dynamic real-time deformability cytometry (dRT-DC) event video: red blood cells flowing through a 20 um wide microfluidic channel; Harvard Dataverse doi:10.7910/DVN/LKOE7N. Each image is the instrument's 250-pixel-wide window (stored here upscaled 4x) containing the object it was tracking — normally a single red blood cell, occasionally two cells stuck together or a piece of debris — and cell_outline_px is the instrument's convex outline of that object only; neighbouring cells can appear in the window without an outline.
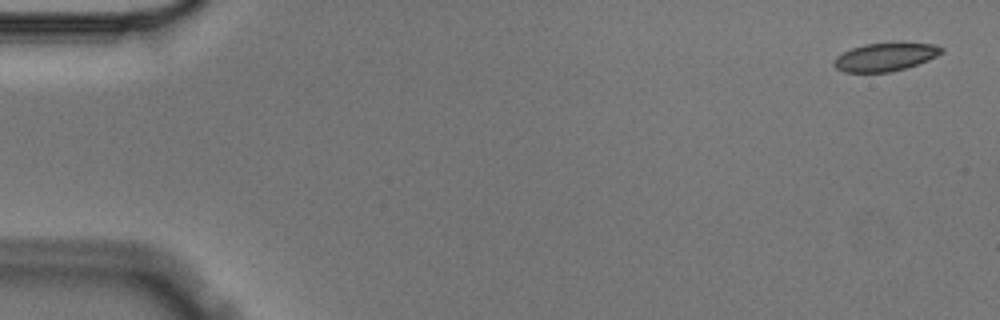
{"species": "Egyptian fruit bat (a non-hibernating species)", "species_latin": "Rousettus aegyptiacus", "temperature_condition": "cold", "stored_images_in_passage": 4, "camera_frame_rate_fps": 3000, "um_per_image_px": 0.085, "animal": {"sex": "male"}, "frame": {"image": 1, "passage_image": 1, "time_ms": 0.0, "image_size_px": [1000, 320], "cell_outline_px": [[944, 52], [928, 60], [904, 68], [888, 72], [844, 72], [836, 68], [832, 64], [836, 56], [852, 48], [864, 44], [900, 40], [932, 44], [944, 48]], "centroid_in_image_um": [75.27, 4.79], "position_along_channel_um": 9.7, "area_um2": 18.15}}
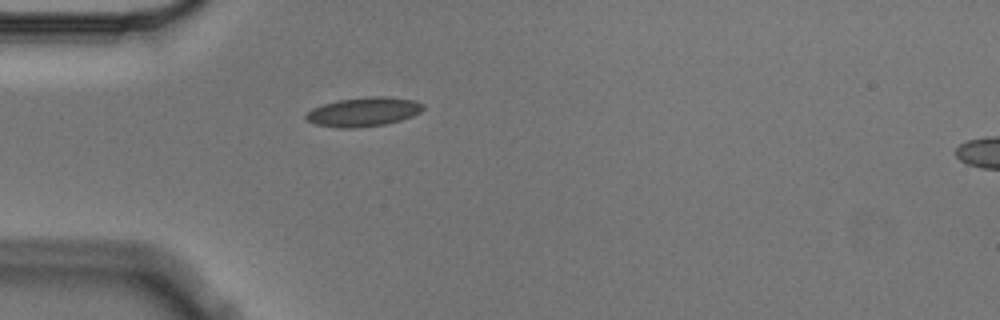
{"frame": {"image": 2, "passage_image": 4, "time_ms": 1.0, "image_size_px": [1000, 320], "cell_outline_px": [[424, 108], [420, 112], [412, 116], [400, 120], [384, 124], [356, 128], [340, 128], [312, 124], [304, 120], [304, 116], [312, 108], [324, 104], [340, 100], [368, 96], [388, 96], [416, 100], [424, 104]], "centroid_in_image_um": [30.89, 9.5], "position_along_channel_um": 54.1, "area_um2": 20.06}}